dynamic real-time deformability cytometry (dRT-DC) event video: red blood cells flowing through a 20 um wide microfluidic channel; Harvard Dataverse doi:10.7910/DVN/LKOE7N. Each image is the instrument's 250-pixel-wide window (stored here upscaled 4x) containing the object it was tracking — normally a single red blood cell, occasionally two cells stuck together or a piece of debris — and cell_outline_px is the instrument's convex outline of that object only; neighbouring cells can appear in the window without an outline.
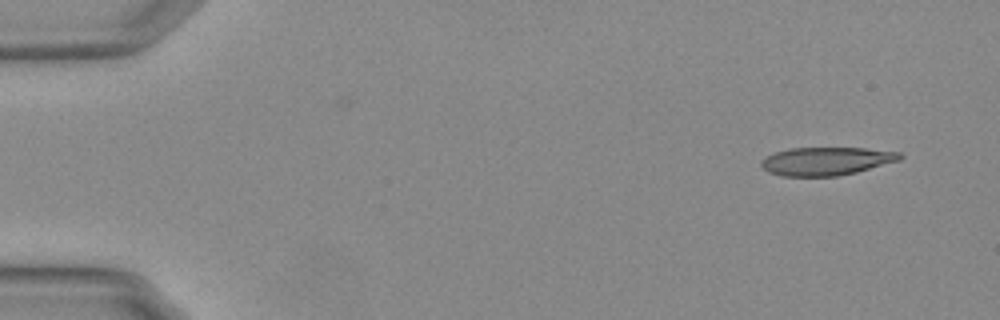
{"species": "Egyptian fruit bat (a non-hibernating species)", "species_latin": "Rousettus aegyptiacus", "temperature_condition": "warm", "stored_images_in_passage": 53, "camera_frame_rate_fps": 3000, "um_per_image_px": 0.085, "animal": {"sex": "female"}, "frame": {"image": 1, "passage_image": 1, "time_ms": 0.0, "image_size_px": [1000, 320], "cell_outline_px": [[904, 156], [900, 160], [856, 172], [836, 176], [784, 176], [768, 172], [760, 164], [760, 160], [776, 152], [792, 148], [864, 148], [900, 152]], "centroid_in_image_um": [70.25, 13.69], "position_along_channel_um": 14.8, "area_um2": 22.6}}
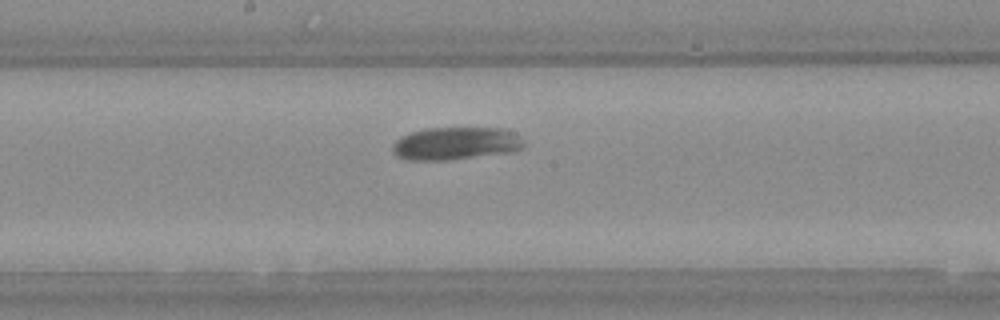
{"frame": {"image": 2, "passage_image": 27, "time_ms": 8.667, "image_size_px": [1000, 320], "cell_outline_px": [[524, 148], [516, 152], [448, 160], [408, 160], [396, 156], [392, 152], [392, 144], [400, 136], [408, 132], [424, 128], [504, 128], [520, 136], [524, 140]], "centroid_in_image_um": [38.74, 12.2], "position_along_channel_um": 209.5, "area_um2": 25.61}}
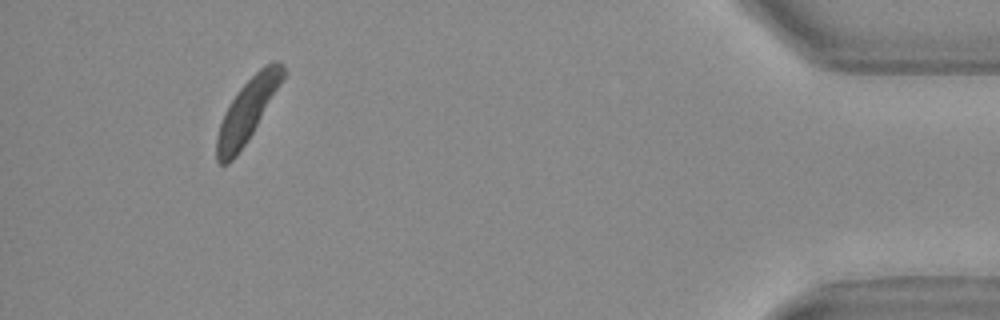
{"frame": {"image": 3, "passage_image": 49, "time_ms": 16.0, "image_size_px": [1000, 320], "cell_outline_px": [[288, 72], [248, 140], [236, 156], [228, 164], [220, 164], [216, 160], [216, 136], [224, 112], [228, 104], [236, 92], [264, 64], [272, 60], [284, 64]], "centroid_in_image_um": [21.04, 9.36], "position_along_channel_um": 414.2, "area_um2": 24.22}, "authors_computed_cell_mechanics": {"area_um2": 24.1604, "velocity_mm_per_s": 3.6324, "shape_relaxation_time_tau1_ms": 2.5887, "shape_relaxation_time_tau2_ms": null, "deformation_change_tau1": 0.1162, "deformation_change_tau2": null}}